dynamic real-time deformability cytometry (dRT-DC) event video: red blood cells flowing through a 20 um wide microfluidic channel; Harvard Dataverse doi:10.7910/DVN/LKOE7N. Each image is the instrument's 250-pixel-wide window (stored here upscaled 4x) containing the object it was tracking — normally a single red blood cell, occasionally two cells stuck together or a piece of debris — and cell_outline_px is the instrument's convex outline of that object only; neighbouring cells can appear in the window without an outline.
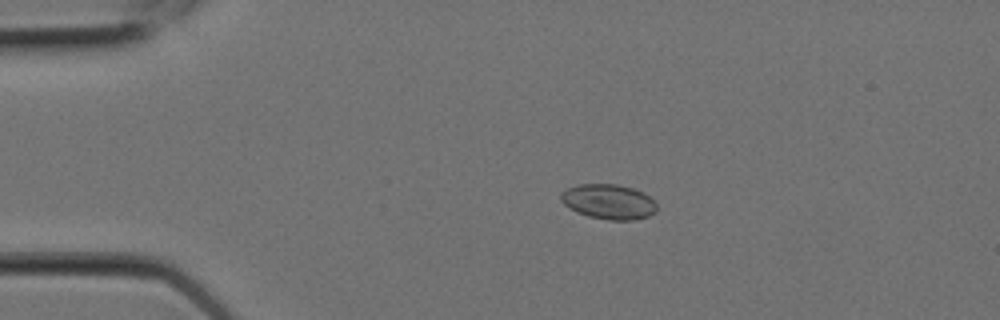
{"species": "Egyptian fruit bat (a non-hibernating species)", "species_latin": "Rousettus aegyptiacus", "temperature_condition": "room temperature", "stored_images_in_passage": 7, "camera_frame_rate_fps": 3000, "um_per_image_px": 0.085, "animal": {"sex": "female"}, "frame": {"image": 1, "passage_image": 4, "time_ms": 1.0, "image_size_px": [1000, 320], "cell_outline_px": [[656, 212], [648, 216], [632, 220], [608, 220], [588, 216], [576, 212], [564, 204], [560, 200], [560, 196], [568, 188], [580, 184], [616, 184], [632, 188], [648, 196], [656, 204]], "centroid_in_image_um": [51.72, 17.15], "position_along_channel_um": 33.3, "area_um2": 19.31}}
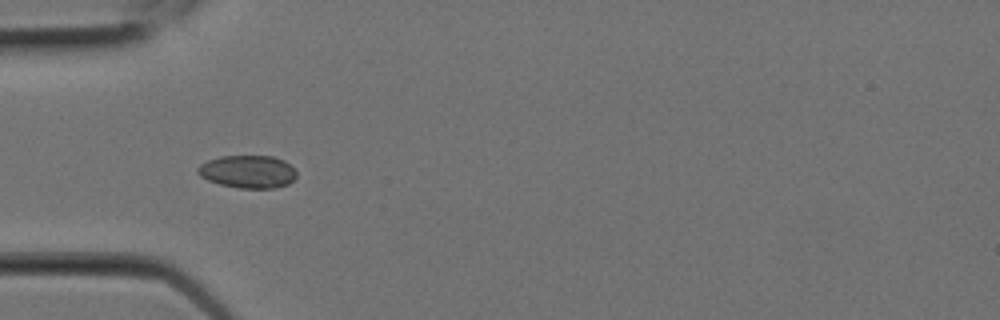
{"frame": {"image": 2, "passage_image": 6, "time_ms": 1.667, "image_size_px": [1000, 320], "cell_outline_px": [[296, 176], [288, 184], [272, 188], [240, 188], [220, 184], [208, 180], [200, 176], [196, 172], [196, 168], [200, 164], [208, 160], [220, 156], [272, 156], [284, 160], [296, 172]], "centroid_in_image_um": [21.03, 14.58], "position_along_channel_um": 64.0, "area_um2": 18.79}}
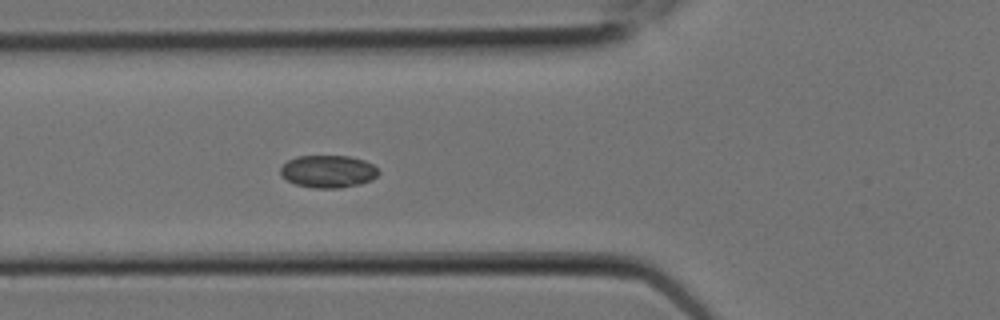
{"frame": {"image": 3, "passage_image": 7, "time_ms": 2.0, "image_size_px": [1000, 320], "cell_outline_px": [[380, 172], [372, 180], [360, 184], [340, 188], [312, 188], [296, 184], [288, 180], [280, 172], [280, 168], [288, 160], [296, 156], [348, 156], [364, 160], [372, 164]], "centroid_in_image_um": [27.9, 14.57], "position_along_channel_um": 97.9, "area_um2": 18.5}}